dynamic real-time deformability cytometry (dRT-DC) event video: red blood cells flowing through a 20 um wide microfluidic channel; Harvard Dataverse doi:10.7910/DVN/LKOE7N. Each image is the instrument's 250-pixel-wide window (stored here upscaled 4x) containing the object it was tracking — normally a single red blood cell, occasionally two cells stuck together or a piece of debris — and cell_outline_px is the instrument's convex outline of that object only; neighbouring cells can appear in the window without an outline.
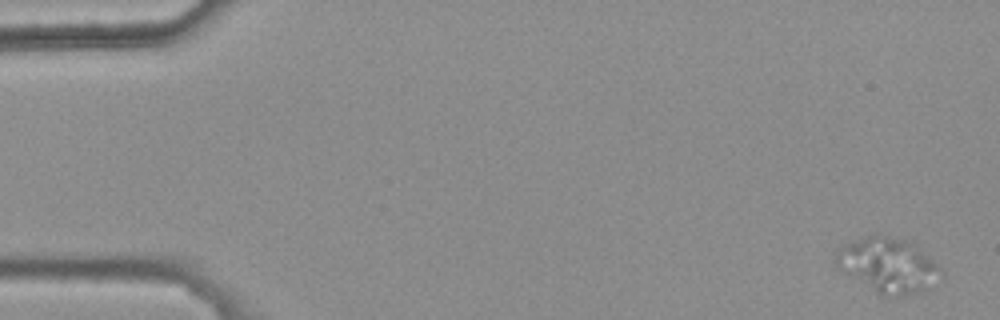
{"species": "common noctule bat (a hibernating species)", "species_latin": "Nyctalus noctula", "temperature_condition": "warm", "stored_images_in_passage": 5, "camera_frame_rate_fps": 3000, "um_per_image_px": 0.085, "animal": {"sex": "female", "body_mass_g": 25.1}, "frame": {"image": 1, "passage_image": 1, "time_ms": 0.0, "image_size_px": [1000, 320], "cell_outline_px": [[944, 276], [920, 292], [884, 296], [880, 296], [840, 268], [832, 260], [836, 248], [844, 244], [880, 232], [908, 240], [916, 244], [940, 268]], "centroid_in_image_um": [75.46, 22.49], "position_along_channel_um": 9.5, "area_um2": 33.58}}